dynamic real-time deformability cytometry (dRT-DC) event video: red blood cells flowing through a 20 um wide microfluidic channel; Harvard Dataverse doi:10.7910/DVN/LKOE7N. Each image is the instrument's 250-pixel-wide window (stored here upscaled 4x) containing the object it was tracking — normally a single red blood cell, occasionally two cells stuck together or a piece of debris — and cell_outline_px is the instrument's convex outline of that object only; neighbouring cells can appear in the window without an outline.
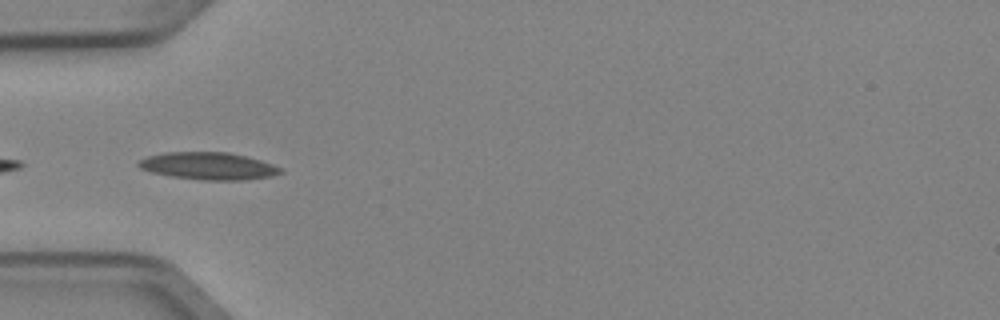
{"species": "Egyptian fruit bat (a non-hibernating species)", "species_latin": "Rousettus aegyptiacus", "temperature_condition": "cold", "stored_images_in_passage": 4, "camera_frame_rate_fps": 3000, "um_per_image_px": 0.085, "animal": {"sex": "female"}, "frame": {"image": 1, "passage_image": 4, "time_ms": 1.0, "image_size_px": [1000, 320], "cell_outline_px": [[284, 172], [272, 176], [244, 180], [208, 180], [172, 176], [152, 172], [140, 168], [136, 164], [140, 160], [148, 156], [164, 152], [228, 152], [260, 160], [284, 168]], "centroid_in_image_um": [17.75, 14.1], "position_along_channel_um": 67.3, "area_um2": 22.48}}